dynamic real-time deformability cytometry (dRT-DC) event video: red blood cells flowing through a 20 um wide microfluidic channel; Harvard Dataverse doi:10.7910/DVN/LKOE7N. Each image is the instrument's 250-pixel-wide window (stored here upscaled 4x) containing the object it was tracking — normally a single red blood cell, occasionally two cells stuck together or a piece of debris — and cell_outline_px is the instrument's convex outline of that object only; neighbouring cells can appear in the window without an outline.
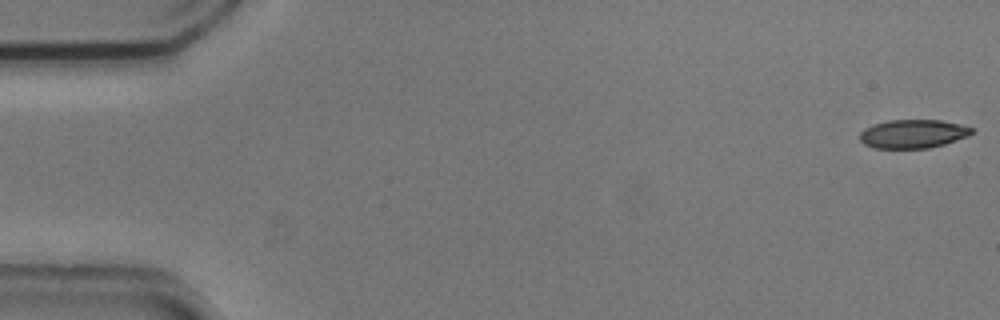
{"species": "common noctule bat (a hibernating species)", "species_latin": "Nyctalus noctula", "temperature_condition": "cold", "stored_images_in_passage": 54, "camera_frame_rate_fps": 3000, "um_per_image_px": 0.085, "animal": {"sex": "male", "body_mass_g": 20.5, "forearm_length_mm": 52.5}, "frame": {"image": 1, "passage_image": 1, "time_ms": 0.0, "image_size_px": [1000, 320], "cell_outline_px": [[972, 132], [968, 136], [944, 144], [928, 148], [872, 148], [864, 144], [860, 140], [860, 132], [864, 128], [888, 120], [940, 120], [960, 124], [972, 128]], "centroid_in_image_um": [77.58, 11.38], "position_along_channel_um": 7.4, "area_um2": 18.55}}
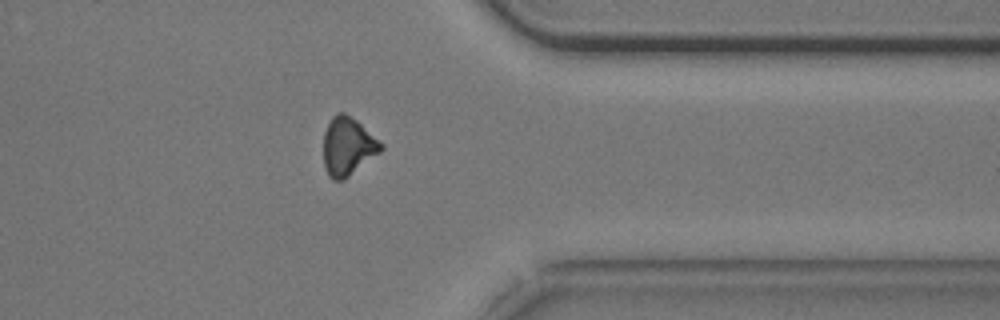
{"frame": {"image": 2, "passage_image": 43, "time_ms": 14.0, "image_size_px": [1000, 320], "cell_outline_px": [[384, 148], [380, 152], [344, 180], [332, 180], [328, 176], [324, 168], [324, 132], [332, 116], [336, 112], [344, 112], [356, 120], [384, 144]], "centroid_in_image_um": [29.56, 12.45], "position_along_channel_um": 381.8, "area_um2": 19.54}}
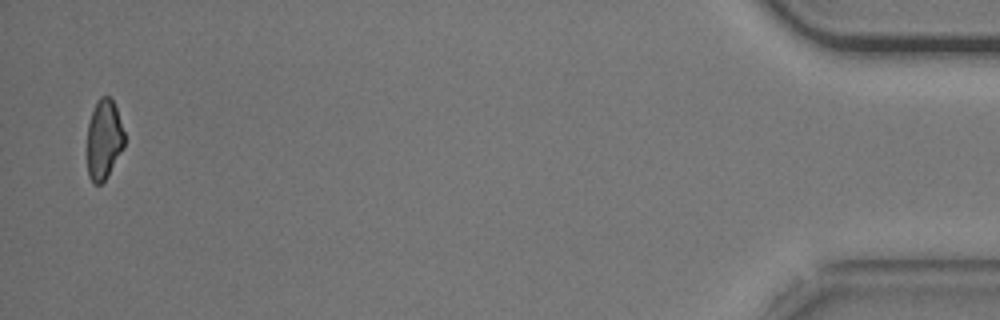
{"frame": {"image": 3, "passage_image": 53, "time_ms": 17.333, "image_size_px": [1000, 320], "cell_outline_px": [[124, 148], [108, 176], [100, 184], [92, 184], [88, 176], [88, 124], [92, 112], [100, 96], [108, 96], [112, 100], [116, 108], [124, 132]], "centroid_in_image_um": [8.84, 11.89], "position_along_channel_um": 426.4, "area_um2": 17.22}, "authors_computed_cell_mechanics": {"area_um2": 19.8832, "velocity_mm_per_s": 3.722, "shape_relaxation_time_tau1_ms": 4.2108, "shape_relaxation_time_tau2_ms": null, "deformation_change_tau1": 0.0932, "deformation_change_tau2": null}}